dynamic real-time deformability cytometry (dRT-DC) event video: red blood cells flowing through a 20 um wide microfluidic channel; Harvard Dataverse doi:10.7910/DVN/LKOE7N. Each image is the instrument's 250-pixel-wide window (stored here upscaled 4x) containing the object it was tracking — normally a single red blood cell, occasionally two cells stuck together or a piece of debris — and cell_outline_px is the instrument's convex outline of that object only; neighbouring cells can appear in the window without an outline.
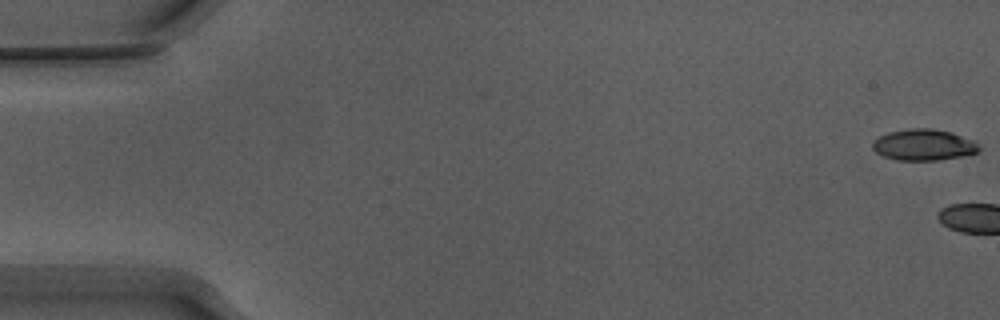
{"species": "Egyptian fruit bat (a non-hibernating species)", "species_latin": "Rousettus aegyptiacus", "temperature_condition": "warm", "stored_images_in_passage": 4, "camera_frame_rate_fps": 3000, "um_per_image_px": 0.085, "animal": {"sex": "male"}, "frame": {"image": 1, "passage_image": 1, "time_ms": 0.0, "image_size_px": [1000, 320], "cell_outline_px": [[980, 152], [964, 156], [936, 160], [896, 160], [884, 156], [876, 152], [872, 148], [872, 144], [880, 136], [888, 132], [908, 128], [932, 128], [952, 132], [972, 140], [980, 148]], "centroid_in_image_um": [78.52, 12.31], "position_along_channel_um": 6.5, "area_um2": 19.36}}